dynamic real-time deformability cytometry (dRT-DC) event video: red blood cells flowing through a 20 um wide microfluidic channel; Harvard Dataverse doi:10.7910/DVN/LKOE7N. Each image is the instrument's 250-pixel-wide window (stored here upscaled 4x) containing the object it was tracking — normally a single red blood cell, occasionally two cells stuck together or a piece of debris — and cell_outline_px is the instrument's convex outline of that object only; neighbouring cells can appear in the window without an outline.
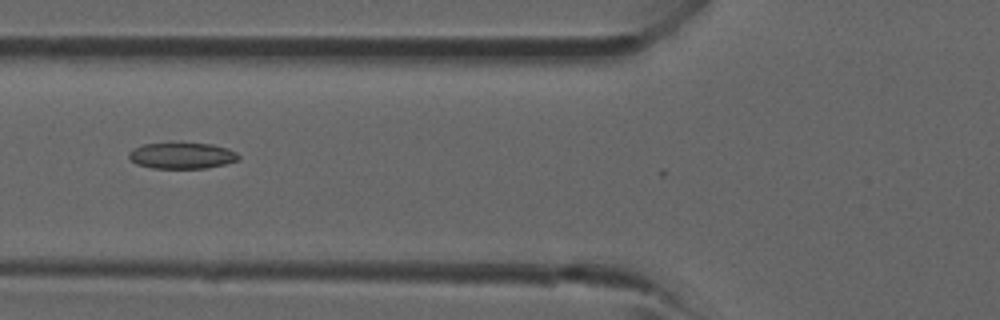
{"species": "common noctule bat (a hibernating species)", "species_latin": "Nyctalus noctula", "temperature_condition": "room temperature", "stored_images_in_passage": 5, "camera_frame_rate_fps": 3000, "um_per_image_px": 0.085, "animal": {"sex": "male", "forearm_length_mm": 52.5}, "frame": {"image": 1, "passage_image": 5, "time_ms": 4.333, "image_size_px": [1000, 320], "cell_outline_px": [[240, 160], [224, 164], [204, 168], [152, 168], [136, 164], [128, 156], [128, 152], [132, 148], [144, 144], [212, 144], [228, 148], [236, 152], [240, 156]], "centroid_in_image_um": [15.47, 13.24], "position_along_channel_um": 110.3, "area_um2": 16.53}}